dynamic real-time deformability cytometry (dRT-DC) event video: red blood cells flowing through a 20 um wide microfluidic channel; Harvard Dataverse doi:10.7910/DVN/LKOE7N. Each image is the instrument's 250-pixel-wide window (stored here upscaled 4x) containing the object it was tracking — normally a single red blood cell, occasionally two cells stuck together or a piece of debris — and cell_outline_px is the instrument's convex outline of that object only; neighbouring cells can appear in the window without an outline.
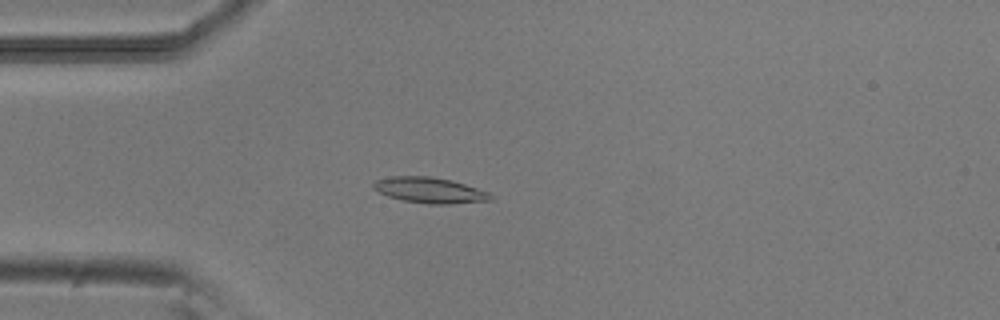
{"species": "common noctule bat (a hibernating species)", "species_latin": "Nyctalus noctula", "temperature_condition": "room temperature", "stored_images_in_passage": 40, "camera_frame_rate_fps": 3000, "um_per_image_px": 0.085, "animal": {"sex": "male", "body_mass_g": 20.5, "forearm_length_mm": 52.5}, "frame": {"image": 1, "passage_image": 2, "time_ms": 0.333, "image_size_px": [1000, 320], "cell_outline_px": [[496, 196], [488, 200], [448, 204], [428, 204], [404, 200], [388, 196], [372, 188], [372, 184], [376, 180], [392, 176], [432, 176], [452, 180], [488, 192]], "centroid_in_image_um": [36.51, 16.16], "position_along_channel_um": 48.5, "area_um2": 17.4}}
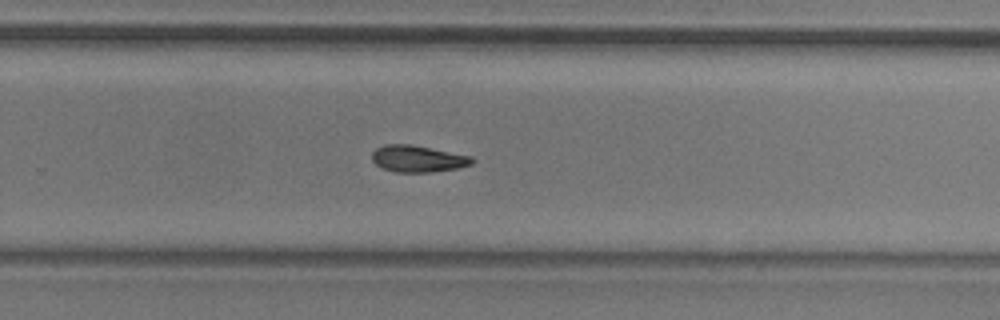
{"frame": {"image": 2, "passage_image": 22, "time_ms": 7.0, "image_size_px": [1000, 320], "cell_outline_px": [[476, 160], [472, 164], [456, 168], [432, 172], [396, 172], [384, 168], [376, 164], [372, 160], [372, 152], [376, 148], [384, 144], [412, 144], [472, 156]], "centroid_in_image_um": [35.53, 13.48], "position_along_channel_um": 294.3, "area_um2": 15.61}}
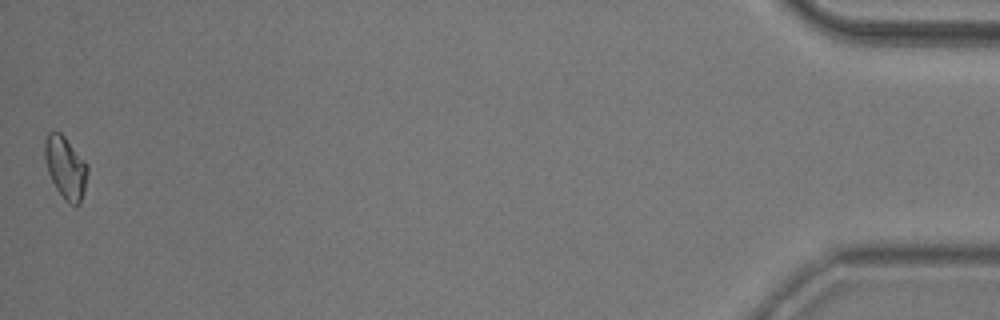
{"frame": {"image": 3, "passage_image": 40, "time_ms": 13.0, "image_size_px": [1000, 320], "cell_outline_px": [[88, 172], [80, 204], [76, 208], [68, 204], [64, 200], [56, 188], [48, 172], [44, 156], [44, 144], [48, 132], [60, 132], [64, 136], [88, 164]], "centroid_in_image_um": [5.58, 14.27], "position_along_channel_um": 429.6, "area_um2": 15.61}, "authors_computed_cell_mechanics": {"area_um2": 15.3748, "velocity_mm_per_s": 3.8617, "shape_relaxation_time_tau1_ms": 7.8487, "shape_relaxation_time_tau2_ms": 7.9882, "deformation_change_tau1": 0.1693, "deformation_change_tau2": 0.1348}}